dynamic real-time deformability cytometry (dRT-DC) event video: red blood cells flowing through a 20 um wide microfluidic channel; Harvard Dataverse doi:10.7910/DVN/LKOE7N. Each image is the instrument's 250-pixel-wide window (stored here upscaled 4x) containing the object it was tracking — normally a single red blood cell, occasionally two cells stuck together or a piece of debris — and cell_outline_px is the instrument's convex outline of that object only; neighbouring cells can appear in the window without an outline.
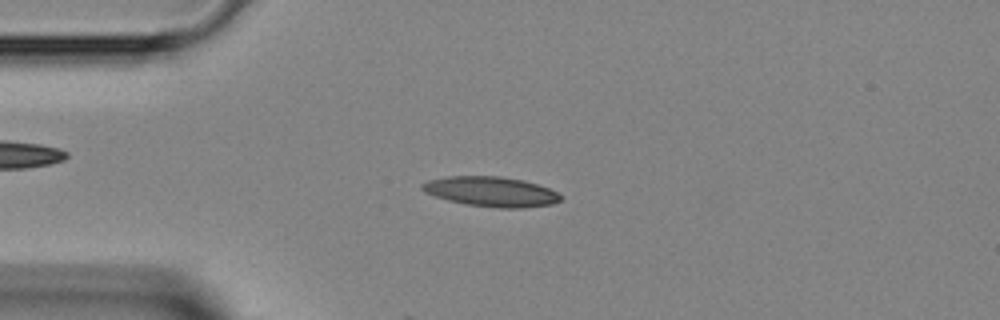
{"species": "Egyptian fruit bat (a non-hibernating species)", "species_latin": "Rousettus aegyptiacus", "temperature_condition": "room temperature", "stored_images_in_passage": 21, "camera_frame_rate_fps": 3000, "um_per_image_px": 0.085, "animal": {"sex": "female"}, "frame": {"image": 1, "passage_image": 10, "time_ms": 3.0, "image_size_px": [1000, 320], "cell_outline_px": [[564, 196], [560, 200], [552, 204], [520, 208], [500, 208], [464, 204], [448, 200], [424, 192], [420, 188], [420, 184], [428, 180], [448, 176], [500, 176], [524, 180], [548, 188]], "centroid_in_image_um": [41.72, 16.28], "position_along_channel_um": 43.3, "area_um2": 24.16}}
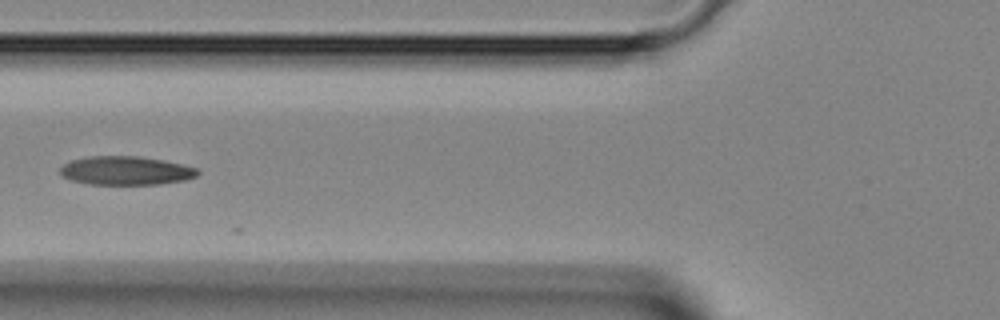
{"frame": {"image": 2, "passage_image": 16, "time_ms": 5.0, "image_size_px": [1000, 320], "cell_outline_px": [[200, 172], [196, 176], [184, 180], [160, 184], [88, 184], [72, 180], [60, 176], [60, 168], [64, 164], [72, 160], [92, 156], [140, 156], [180, 164], [196, 168]], "centroid_in_image_um": [10.67, 14.51], "position_along_channel_um": 115.1, "area_um2": 22.77}}
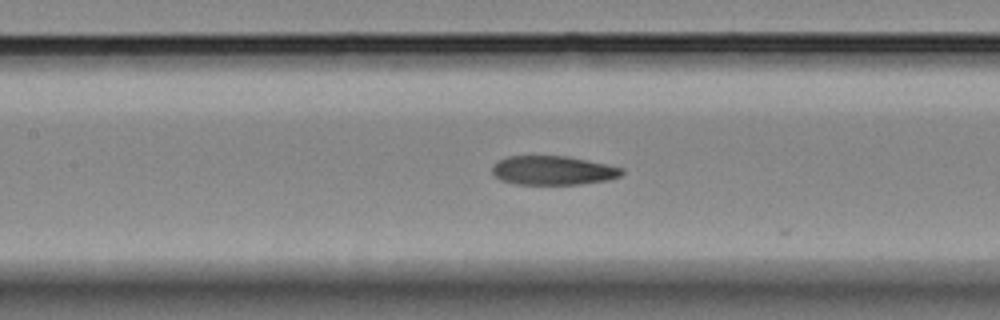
{"frame": {"image": 3, "passage_image": 19, "time_ms": 6.0, "image_size_px": [1000, 320], "cell_outline_px": [[624, 172], [620, 176], [608, 180], [580, 184], [516, 184], [500, 180], [492, 172], [492, 168], [496, 160], [508, 156], [568, 156], [608, 164], [624, 168]], "centroid_in_image_um": [47.01, 14.48], "position_along_channel_um": 160.4, "area_um2": 22.08}}